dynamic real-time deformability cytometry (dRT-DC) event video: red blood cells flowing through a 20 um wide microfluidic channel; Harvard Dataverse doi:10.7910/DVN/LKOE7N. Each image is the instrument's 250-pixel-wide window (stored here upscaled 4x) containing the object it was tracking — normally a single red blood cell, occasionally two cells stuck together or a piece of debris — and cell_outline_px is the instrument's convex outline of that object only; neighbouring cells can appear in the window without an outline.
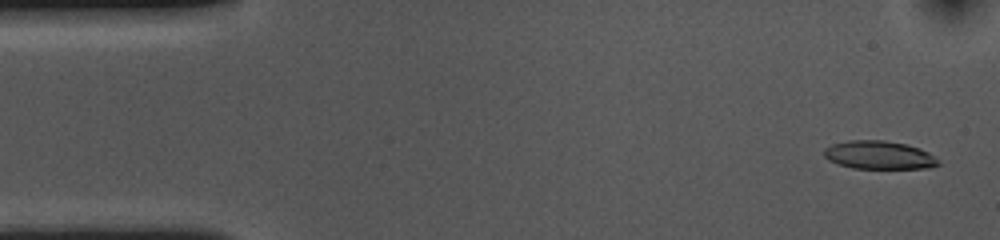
{"species": "common noctule bat (a hibernating species)", "species_latin": "Nyctalus noctula", "temperature_condition": "cold", "stored_images_in_passage": 54, "camera_frame_rate_fps": 3000, "um_per_image_px": 0.085, "animal": {"sex": "female", "body_mass_g": 10.0, "forearm_length_mm": 53.1}, "frame": {"image": 1, "passage_image": 2, "time_ms": 0.333, "image_size_px": [1000, 240], "cell_outline_px": [[940, 164], [928, 168], [852, 168], [828, 160], [824, 156], [824, 148], [832, 144], [848, 140], [884, 140], [904, 144], [920, 148], [936, 156]], "centroid_in_image_um": [74.72, 13.17], "position_along_channel_um": 10.3, "area_um2": 18.79}}
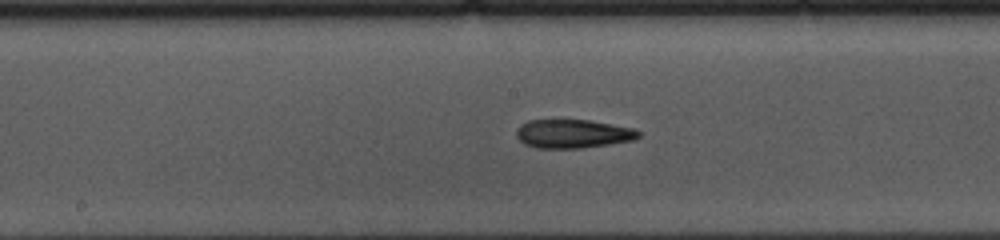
{"frame": {"image": 2, "passage_image": 26, "time_ms": 8.333, "image_size_px": [1000, 240], "cell_outline_px": [[640, 136], [632, 140], [608, 144], [580, 148], [536, 148], [524, 144], [516, 136], [516, 128], [520, 124], [528, 120], [592, 120], [636, 128], [640, 132]], "centroid_in_image_um": [48.69, 11.36], "position_along_channel_um": 199.5, "area_um2": 20.58}}
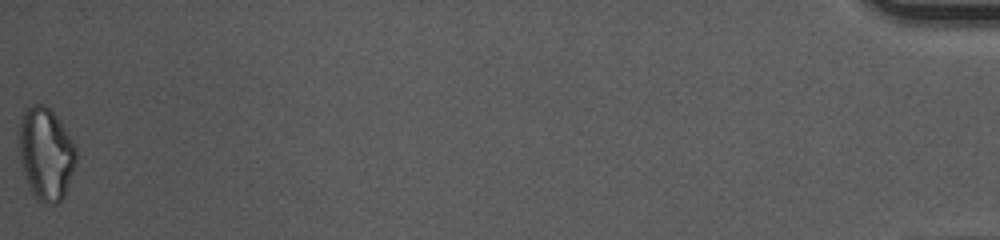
{"frame": {"image": 3, "passage_image": 54, "time_ms": 17.667, "image_size_px": [1000, 240], "cell_outline_px": [[76, 164], [64, 196], [56, 204], [52, 204], [40, 200], [32, 192], [28, 184], [20, 160], [20, 120], [24, 108], [32, 104], [44, 104], [56, 116], [64, 128], [76, 148]], "centroid_in_image_um": [3.9, 13.04], "position_along_channel_um": 431.3, "area_um2": 30.29}, "authors_computed_cell_mechanics": {"area_um2": 20.5768, "velocity_mm_per_s": 3.6123, "shape_relaxation_time_tau1_ms": 9.2922, "shape_relaxation_time_tau2_ms": 6.5231, "deformation_change_tau1": 0.2306, "deformation_change_tau2": 0.1899}}